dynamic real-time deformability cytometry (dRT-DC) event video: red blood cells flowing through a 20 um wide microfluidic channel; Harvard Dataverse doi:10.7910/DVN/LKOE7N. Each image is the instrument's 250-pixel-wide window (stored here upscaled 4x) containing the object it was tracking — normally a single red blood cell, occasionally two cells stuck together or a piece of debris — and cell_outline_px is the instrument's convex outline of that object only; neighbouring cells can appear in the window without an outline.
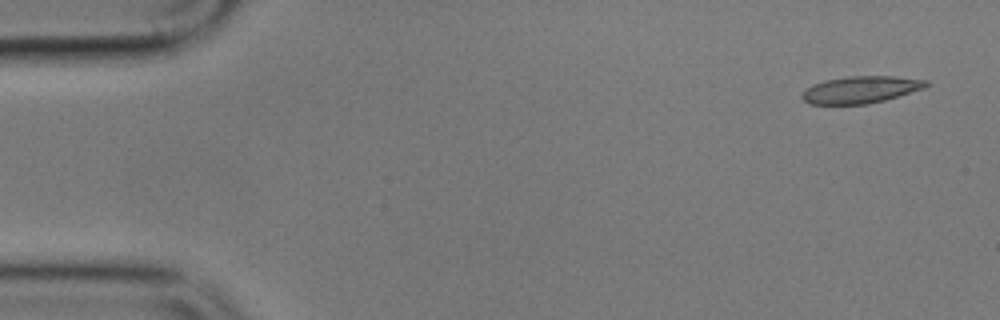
{"species": "common noctule bat (a hibernating species)", "species_latin": "Nyctalus noctula", "temperature_condition": "cold", "stored_images_in_passage": 5, "camera_frame_rate_fps": 3000, "um_per_image_px": 0.085, "animal": {"sex": "male", "body_mass_g": 17.9}, "frame": {"image": 1, "passage_image": 1, "time_ms": 0.0, "image_size_px": [1000, 320], "cell_outline_px": [[928, 84], [924, 88], [884, 100], [868, 104], [808, 104], [800, 96], [812, 84], [824, 80], [852, 76], [892, 76], [928, 80]], "centroid_in_image_um": [73.14, 7.62], "position_along_channel_um": 11.9, "area_um2": 19.36}}
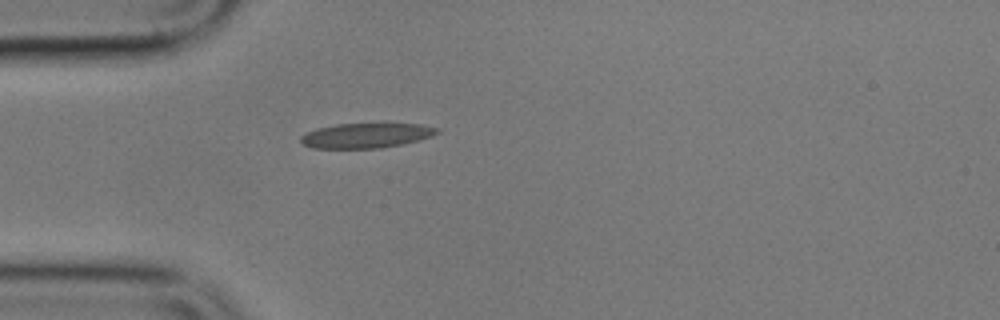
{"frame": {"image": 2, "passage_image": 5, "time_ms": 4.333, "image_size_px": [1000, 320], "cell_outline_px": [[440, 132], [432, 136], [400, 144], [380, 148], [312, 148], [304, 144], [300, 140], [300, 136], [316, 128], [336, 124], [420, 124], [440, 128]], "centroid_in_image_um": [31.11, 11.51], "position_along_channel_um": 53.9, "area_um2": 19.54}}